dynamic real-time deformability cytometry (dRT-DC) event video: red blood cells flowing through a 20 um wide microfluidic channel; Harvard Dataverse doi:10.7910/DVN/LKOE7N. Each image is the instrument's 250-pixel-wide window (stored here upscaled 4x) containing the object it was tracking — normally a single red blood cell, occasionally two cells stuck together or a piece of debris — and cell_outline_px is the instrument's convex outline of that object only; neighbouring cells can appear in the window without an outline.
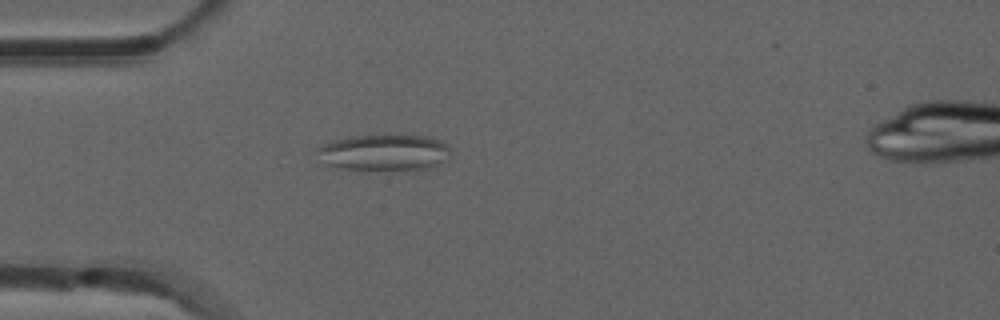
{"species": "common noctule bat (a hibernating species)", "species_latin": "Nyctalus noctula", "temperature_condition": "room temperature", "stored_images_in_passage": 1, "camera_frame_rate_fps": 3000, "um_per_image_px": 0.085, "animal": {"sex": "male", "forearm_length_mm": 52.5}, "frame": {"image": 1, "passage_image": 1, "time_ms": 0.0, "image_size_px": [1000, 320], "cell_outline_px": [[448, 160], [428, 168], [416, 172], [396, 172], [340, 168], [324, 164], [316, 148], [320, 144], [348, 136], [384, 132], [392, 132], [428, 136], [440, 140], [448, 148]], "centroid_in_image_um": [32.66, 12.95], "position_along_channel_um": 52.3, "area_um2": 30.11}}